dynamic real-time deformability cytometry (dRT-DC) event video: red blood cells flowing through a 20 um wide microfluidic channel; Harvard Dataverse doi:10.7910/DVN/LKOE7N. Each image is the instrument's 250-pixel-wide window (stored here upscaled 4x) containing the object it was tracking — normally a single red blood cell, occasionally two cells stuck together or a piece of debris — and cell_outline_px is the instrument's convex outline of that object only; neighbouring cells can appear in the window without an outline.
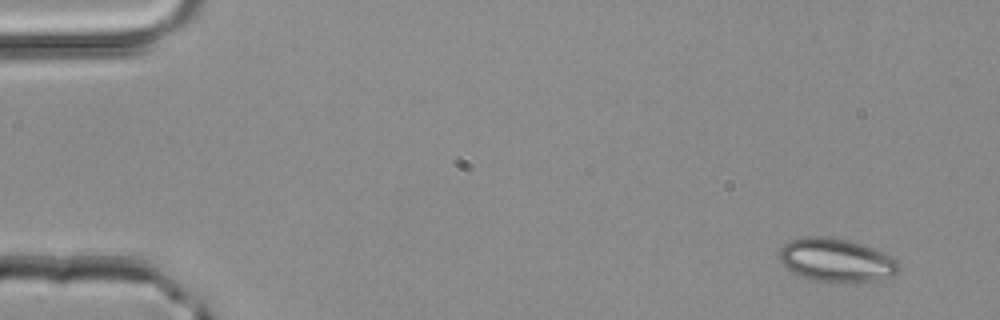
{"species": "common noctule bat (a hibernating species)", "species_latin": "Nyctalus noctula", "temperature_condition": "room temperature", "stored_images_in_passage": 3, "camera_frame_rate_fps": 3000, "um_per_image_px": 0.085, "animal": {"sex": "male", "body_mass_g": 20.4}, "frame": {"image": 1, "passage_image": 1, "time_ms": 0.0, "image_size_px": [1000, 320], "cell_outline_px": [[900, 268], [892, 276], [876, 280], [856, 284], [828, 284], [812, 280], [800, 276], [792, 272], [780, 260], [780, 248], [784, 244], [792, 240], [804, 236], [824, 236], [848, 240], [884, 252], [896, 260]], "centroid_in_image_um": [71.09, 22.16], "position_along_channel_um": 13.9, "area_um2": 30.75}}